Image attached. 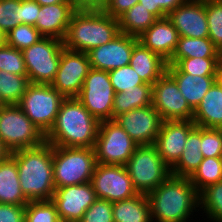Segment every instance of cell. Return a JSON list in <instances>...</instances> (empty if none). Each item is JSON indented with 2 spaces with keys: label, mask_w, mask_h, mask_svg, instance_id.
I'll use <instances>...</instances> for the list:
<instances>
[{
  "label": "cell",
  "mask_w": 222,
  "mask_h": 222,
  "mask_svg": "<svg viewBox=\"0 0 222 222\" xmlns=\"http://www.w3.org/2000/svg\"><path fill=\"white\" fill-rule=\"evenodd\" d=\"M79 222H114L113 203L97 198Z\"/></svg>",
  "instance_id": "42"
},
{
  "label": "cell",
  "mask_w": 222,
  "mask_h": 222,
  "mask_svg": "<svg viewBox=\"0 0 222 222\" xmlns=\"http://www.w3.org/2000/svg\"><path fill=\"white\" fill-rule=\"evenodd\" d=\"M175 66L183 73L197 76H220L222 72V57L185 58Z\"/></svg>",
  "instance_id": "33"
},
{
  "label": "cell",
  "mask_w": 222,
  "mask_h": 222,
  "mask_svg": "<svg viewBox=\"0 0 222 222\" xmlns=\"http://www.w3.org/2000/svg\"><path fill=\"white\" fill-rule=\"evenodd\" d=\"M63 49L62 40L43 37L39 42L22 51L30 83L51 85L56 76Z\"/></svg>",
  "instance_id": "9"
},
{
  "label": "cell",
  "mask_w": 222,
  "mask_h": 222,
  "mask_svg": "<svg viewBox=\"0 0 222 222\" xmlns=\"http://www.w3.org/2000/svg\"><path fill=\"white\" fill-rule=\"evenodd\" d=\"M100 122L76 98H65L45 142L59 147L94 148Z\"/></svg>",
  "instance_id": "1"
},
{
  "label": "cell",
  "mask_w": 222,
  "mask_h": 222,
  "mask_svg": "<svg viewBox=\"0 0 222 222\" xmlns=\"http://www.w3.org/2000/svg\"><path fill=\"white\" fill-rule=\"evenodd\" d=\"M16 160L21 191L28 201L51 200L54 192L53 146L47 142L10 153Z\"/></svg>",
  "instance_id": "3"
},
{
  "label": "cell",
  "mask_w": 222,
  "mask_h": 222,
  "mask_svg": "<svg viewBox=\"0 0 222 222\" xmlns=\"http://www.w3.org/2000/svg\"><path fill=\"white\" fill-rule=\"evenodd\" d=\"M138 2L139 0H111L103 11L118 19Z\"/></svg>",
  "instance_id": "46"
},
{
  "label": "cell",
  "mask_w": 222,
  "mask_h": 222,
  "mask_svg": "<svg viewBox=\"0 0 222 222\" xmlns=\"http://www.w3.org/2000/svg\"><path fill=\"white\" fill-rule=\"evenodd\" d=\"M138 42L137 37L120 32L110 42L87 52L90 67L109 72L128 65Z\"/></svg>",
  "instance_id": "17"
},
{
  "label": "cell",
  "mask_w": 222,
  "mask_h": 222,
  "mask_svg": "<svg viewBox=\"0 0 222 222\" xmlns=\"http://www.w3.org/2000/svg\"><path fill=\"white\" fill-rule=\"evenodd\" d=\"M147 198L156 222H187L194 211L200 210L196 209L200 206L199 192L186 177L171 174Z\"/></svg>",
  "instance_id": "2"
},
{
  "label": "cell",
  "mask_w": 222,
  "mask_h": 222,
  "mask_svg": "<svg viewBox=\"0 0 222 222\" xmlns=\"http://www.w3.org/2000/svg\"><path fill=\"white\" fill-rule=\"evenodd\" d=\"M9 154L10 152L5 148L2 141L0 140V161L5 159Z\"/></svg>",
  "instance_id": "49"
},
{
  "label": "cell",
  "mask_w": 222,
  "mask_h": 222,
  "mask_svg": "<svg viewBox=\"0 0 222 222\" xmlns=\"http://www.w3.org/2000/svg\"><path fill=\"white\" fill-rule=\"evenodd\" d=\"M186 1L187 0H139V3L158 19H162Z\"/></svg>",
  "instance_id": "43"
},
{
  "label": "cell",
  "mask_w": 222,
  "mask_h": 222,
  "mask_svg": "<svg viewBox=\"0 0 222 222\" xmlns=\"http://www.w3.org/2000/svg\"><path fill=\"white\" fill-rule=\"evenodd\" d=\"M0 222H25V206L0 204Z\"/></svg>",
  "instance_id": "44"
},
{
  "label": "cell",
  "mask_w": 222,
  "mask_h": 222,
  "mask_svg": "<svg viewBox=\"0 0 222 222\" xmlns=\"http://www.w3.org/2000/svg\"><path fill=\"white\" fill-rule=\"evenodd\" d=\"M109 78L115 93L125 92L134 89L135 86L145 84L129 64L109 71Z\"/></svg>",
  "instance_id": "38"
},
{
  "label": "cell",
  "mask_w": 222,
  "mask_h": 222,
  "mask_svg": "<svg viewBox=\"0 0 222 222\" xmlns=\"http://www.w3.org/2000/svg\"><path fill=\"white\" fill-rule=\"evenodd\" d=\"M178 39V31L167 17L157 19L138 37L145 48L159 54L167 62L177 48Z\"/></svg>",
  "instance_id": "20"
},
{
  "label": "cell",
  "mask_w": 222,
  "mask_h": 222,
  "mask_svg": "<svg viewBox=\"0 0 222 222\" xmlns=\"http://www.w3.org/2000/svg\"><path fill=\"white\" fill-rule=\"evenodd\" d=\"M28 203L21 191L16 160L9 154L0 161V204L26 206Z\"/></svg>",
  "instance_id": "25"
},
{
  "label": "cell",
  "mask_w": 222,
  "mask_h": 222,
  "mask_svg": "<svg viewBox=\"0 0 222 222\" xmlns=\"http://www.w3.org/2000/svg\"><path fill=\"white\" fill-rule=\"evenodd\" d=\"M167 18L178 31L179 36L192 38L209 37L206 2L187 0L171 11Z\"/></svg>",
  "instance_id": "19"
},
{
  "label": "cell",
  "mask_w": 222,
  "mask_h": 222,
  "mask_svg": "<svg viewBox=\"0 0 222 222\" xmlns=\"http://www.w3.org/2000/svg\"><path fill=\"white\" fill-rule=\"evenodd\" d=\"M152 106L163 121L193 119V110L167 72L152 85Z\"/></svg>",
  "instance_id": "13"
},
{
  "label": "cell",
  "mask_w": 222,
  "mask_h": 222,
  "mask_svg": "<svg viewBox=\"0 0 222 222\" xmlns=\"http://www.w3.org/2000/svg\"><path fill=\"white\" fill-rule=\"evenodd\" d=\"M0 70L16 75H27L22 51L7 44L0 47Z\"/></svg>",
  "instance_id": "39"
},
{
  "label": "cell",
  "mask_w": 222,
  "mask_h": 222,
  "mask_svg": "<svg viewBox=\"0 0 222 222\" xmlns=\"http://www.w3.org/2000/svg\"><path fill=\"white\" fill-rule=\"evenodd\" d=\"M125 167L134 189L145 195L171 175V168L162 160L154 144L138 145Z\"/></svg>",
  "instance_id": "6"
},
{
  "label": "cell",
  "mask_w": 222,
  "mask_h": 222,
  "mask_svg": "<svg viewBox=\"0 0 222 222\" xmlns=\"http://www.w3.org/2000/svg\"><path fill=\"white\" fill-rule=\"evenodd\" d=\"M25 222H63L51 200L29 201L25 206Z\"/></svg>",
  "instance_id": "36"
},
{
  "label": "cell",
  "mask_w": 222,
  "mask_h": 222,
  "mask_svg": "<svg viewBox=\"0 0 222 222\" xmlns=\"http://www.w3.org/2000/svg\"><path fill=\"white\" fill-rule=\"evenodd\" d=\"M138 144L115 121H102L94 146L99 164L125 166Z\"/></svg>",
  "instance_id": "10"
},
{
  "label": "cell",
  "mask_w": 222,
  "mask_h": 222,
  "mask_svg": "<svg viewBox=\"0 0 222 222\" xmlns=\"http://www.w3.org/2000/svg\"><path fill=\"white\" fill-rule=\"evenodd\" d=\"M114 96L109 72L90 68L76 98L99 122H102L113 120Z\"/></svg>",
  "instance_id": "11"
},
{
  "label": "cell",
  "mask_w": 222,
  "mask_h": 222,
  "mask_svg": "<svg viewBox=\"0 0 222 222\" xmlns=\"http://www.w3.org/2000/svg\"><path fill=\"white\" fill-rule=\"evenodd\" d=\"M40 6L58 4V3H74L73 0H35Z\"/></svg>",
  "instance_id": "48"
},
{
  "label": "cell",
  "mask_w": 222,
  "mask_h": 222,
  "mask_svg": "<svg viewBox=\"0 0 222 222\" xmlns=\"http://www.w3.org/2000/svg\"><path fill=\"white\" fill-rule=\"evenodd\" d=\"M129 65L145 83L150 85H153L167 69V61L159 54L145 48L140 42L133 48Z\"/></svg>",
  "instance_id": "24"
},
{
  "label": "cell",
  "mask_w": 222,
  "mask_h": 222,
  "mask_svg": "<svg viewBox=\"0 0 222 222\" xmlns=\"http://www.w3.org/2000/svg\"><path fill=\"white\" fill-rule=\"evenodd\" d=\"M209 38L222 53V0L206 1Z\"/></svg>",
  "instance_id": "37"
},
{
  "label": "cell",
  "mask_w": 222,
  "mask_h": 222,
  "mask_svg": "<svg viewBox=\"0 0 222 222\" xmlns=\"http://www.w3.org/2000/svg\"><path fill=\"white\" fill-rule=\"evenodd\" d=\"M157 19L138 2L118 18L119 30L124 34L138 38Z\"/></svg>",
  "instance_id": "30"
},
{
  "label": "cell",
  "mask_w": 222,
  "mask_h": 222,
  "mask_svg": "<svg viewBox=\"0 0 222 222\" xmlns=\"http://www.w3.org/2000/svg\"><path fill=\"white\" fill-rule=\"evenodd\" d=\"M119 33L117 18L104 11L77 9L71 16L63 45L65 49L87 53Z\"/></svg>",
  "instance_id": "4"
},
{
  "label": "cell",
  "mask_w": 222,
  "mask_h": 222,
  "mask_svg": "<svg viewBox=\"0 0 222 222\" xmlns=\"http://www.w3.org/2000/svg\"><path fill=\"white\" fill-rule=\"evenodd\" d=\"M114 120L138 145L155 144L163 123L160 114L152 105L133 109Z\"/></svg>",
  "instance_id": "16"
},
{
  "label": "cell",
  "mask_w": 222,
  "mask_h": 222,
  "mask_svg": "<svg viewBox=\"0 0 222 222\" xmlns=\"http://www.w3.org/2000/svg\"><path fill=\"white\" fill-rule=\"evenodd\" d=\"M196 126L222 129V78L219 77L193 111Z\"/></svg>",
  "instance_id": "23"
},
{
  "label": "cell",
  "mask_w": 222,
  "mask_h": 222,
  "mask_svg": "<svg viewBox=\"0 0 222 222\" xmlns=\"http://www.w3.org/2000/svg\"><path fill=\"white\" fill-rule=\"evenodd\" d=\"M152 105V85L142 84L125 92L115 93L113 100V120L133 109Z\"/></svg>",
  "instance_id": "29"
},
{
  "label": "cell",
  "mask_w": 222,
  "mask_h": 222,
  "mask_svg": "<svg viewBox=\"0 0 222 222\" xmlns=\"http://www.w3.org/2000/svg\"><path fill=\"white\" fill-rule=\"evenodd\" d=\"M97 199L90 182L55 188L51 198L63 222H79Z\"/></svg>",
  "instance_id": "15"
},
{
  "label": "cell",
  "mask_w": 222,
  "mask_h": 222,
  "mask_svg": "<svg viewBox=\"0 0 222 222\" xmlns=\"http://www.w3.org/2000/svg\"><path fill=\"white\" fill-rule=\"evenodd\" d=\"M166 72L176 81L182 96L194 111L205 94L220 76H197L181 72L175 65H167Z\"/></svg>",
  "instance_id": "22"
},
{
  "label": "cell",
  "mask_w": 222,
  "mask_h": 222,
  "mask_svg": "<svg viewBox=\"0 0 222 222\" xmlns=\"http://www.w3.org/2000/svg\"><path fill=\"white\" fill-rule=\"evenodd\" d=\"M201 147V126H195L188 134L179 160L171 167V174L190 178L203 160Z\"/></svg>",
  "instance_id": "26"
},
{
  "label": "cell",
  "mask_w": 222,
  "mask_h": 222,
  "mask_svg": "<svg viewBox=\"0 0 222 222\" xmlns=\"http://www.w3.org/2000/svg\"><path fill=\"white\" fill-rule=\"evenodd\" d=\"M90 68L87 53L64 48L51 86L65 98L77 97Z\"/></svg>",
  "instance_id": "14"
},
{
  "label": "cell",
  "mask_w": 222,
  "mask_h": 222,
  "mask_svg": "<svg viewBox=\"0 0 222 222\" xmlns=\"http://www.w3.org/2000/svg\"><path fill=\"white\" fill-rule=\"evenodd\" d=\"M190 181L199 193L207 186L222 181L221 157L203 158L197 170L190 177Z\"/></svg>",
  "instance_id": "32"
},
{
  "label": "cell",
  "mask_w": 222,
  "mask_h": 222,
  "mask_svg": "<svg viewBox=\"0 0 222 222\" xmlns=\"http://www.w3.org/2000/svg\"><path fill=\"white\" fill-rule=\"evenodd\" d=\"M40 5L35 0H21L22 24L35 26Z\"/></svg>",
  "instance_id": "45"
},
{
  "label": "cell",
  "mask_w": 222,
  "mask_h": 222,
  "mask_svg": "<svg viewBox=\"0 0 222 222\" xmlns=\"http://www.w3.org/2000/svg\"><path fill=\"white\" fill-rule=\"evenodd\" d=\"M65 97L49 84L30 83L18 106L46 135L53 126Z\"/></svg>",
  "instance_id": "8"
},
{
  "label": "cell",
  "mask_w": 222,
  "mask_h": 222,
  "mask_svg": "<svg viewBox=\"0 0 222 222\" xmlns=\"http://www.w3.org/2000/svg\"><path fill=\"white\" fill-rule=\"evenodd\" d=\"M195 126L192 120L163 121L154 145L170 168L179 160L187 136Z\"/></svg>",
  "instance_id": "18"
},
{
  "label": "cell",
  "mask_w": 222,
  "mask_h": 222,
  "mask_svg": "<svg viewBox=\"0 0 222 222\" xmlns=\"http://www.w3.org/2000/svg\"><path fill=\"white\" fill-rule=\"evenodd\" d=\"M195 1L206 2V1H215V0H195Z\"/></svg>",
  "instance_id": "51"
},
{
  "label": "cell",
  "mask_w": 222,
  "mask_h": 222,
  "mask_svg": "<svg viewBox=\"0 0 222 222\" xmlns=\"http://www.w3.org/2000/svg\"><path fill=\"white\" fill-rule=\"evenodd\" d=\"M0 140L12 153L42 145L45 135L18 105H4L0 108Z\"/></svg>",
  "instance_id": "7"
},
{
  "label": "cell",
  "mask_w": 222,
  "mask_h": 222,
  "mask_svg": "<svg viewBox=\"0 0 222 222\" xmlns=\"http://www.w3.org/2000/svg\"><path fill=\"white\" fill-rule=\"evenodd\" d=\"M22 24L21 0H0V28L7 34Z\"/></svg>",
  "instance_id": "40"
},
{
  "label": "cell",
  "mask_w": 222,
  "mask_h": 222,
  "mask_svg": "<svg viewBox=\"0 0 222 222\" xmlns=\"http://www.w3.org/2000/svg\"><path fill=\"white\" fill-rule=\"evenodd\" d=\"M2 106H4V104H3L2 100L0 99V108H1Z\"/></svg>",
  "instance_id": "52"
},
{
  "label": "cell",
  "mask_w": 222,
  "mask_h": 222,
  "mask_svg": "<svg viewBox=\"0 0 222 222\" xmlns=\"http://www.w3.org/2000/svg\"><path fill=\"white\" fill-rule=\"evenodd\" d=\"M203 158L222 157V129L201 127V147Z\"/></svg>",
  "instance_id": "41"
},
{
  "label": "cell",
  "mask_w": 222,
  "mask_h": 222,
  "mask_svg": "<svg viewBox=\"0 0 222 222\" xmlns=\"http://www.w3.org/2000/svg\"><path fill=\"white\" fill-rule=\"evenodd\" d=\"M96 165L94 148L53 146L55 188L90 182Z\"/></svg>",
  "instance_id": "5"
},
{
  "label": "cell",
  "mask_w": 222,
  "mask_h": 222,
  "mask_svg": "<svg viewBox=\"0 0 222 222\" xmlns=\"http://www.w3.org/2000/svg\"><path fill=\"white\" fill-rule=\"evenodd\" d=\"M29 85L27 75L0 70V99L4 105H18Z\"/></svg>",
  "instance_id": "31"
},
{
  "label": "cell",
  "mask_w": 222,
  "mask_h": 222,
  "mask_svg": "<svg viewBox=\"0 0 222 222\" xmlns=\"http://www.w3.org/2000/svg\"><path fill=\"white\" fill-rule=\"evenodd\" d=\"M114 222H152L147 195L138 193L132 198L113 203Z\"/></svg>",
  "instance_id": "27"
},
{
  "label": "cell",
  "mask_w": 222,
  "mask_h": 222,
  "mask_svg": "<svg viewBox=\"0 0 222 222\" xmlns=\"http://www.w3.org/2000/svg\"><path fill=\"white\" fill-rule=\"evenodd\" d=\"M6 45V33L0 28V47Z\"/></svg>",
  "instance_id": "50"
},
{
  "label": "cell",
  "mask_w": 222,
  "mask_h": 222,
  "mask_svg": "<svg viewBox=\"0 0 222 222\" xmlns=\"http://www.w3.org/2000/svg\"><path fill=\"white\" fill-rule=\"evenodd\" d=\"M74 3H58L40 6L35 28L44 37L64 40L71 16L76 11Z\"/></svg>",
  "instance_id": "21"
},
{
  "label": "cell",
  "mask_w": 222,
  "mask_h": 222,
  "mask_svg": "<svg viewBox=\"0 0 222 222\" xmlns=\"http://www.w3.org/2000/svg\"><path fill=\"white\" fill-rule=\"evenodd\" d=\"M200 209L209 220L222 222V181L207 186L199 193Z\"/></svg>",
  "instance_id": "34"
},
{
  "label": "cell",
  "mask_w": 222,
  "mask_h": 222,
  "mask_svg": "<svg viewBox=\"0 0 222 222\" xmlns=\"http://www.w3.org/2000/svg\"><path fill=\"white\" fill-rule=\"evenodd\" d=\"M90 183L97 198L111 203L129 199L138 194L123 165L97 163Z\"/></svg>",
  "instance_id": "12"
},
{
  "label": "cell",
  "mask_w": 222,
  "mask_h": 222,
  "mask_svg": "<svg viewBox=\"0 0 222 222\" xmlns=\"http://www.w3.org/2000/svg\"><path fill=\"white\" fill-rule=\"evenodd\" d=\"M195 57H222V53L209 37L192 38L179 36L177 48L171 59L167 62V65H175L181 59Z\"/></svg>",
  "instance_id": "28"
},
{
  "label": "cell",
  "mask_w": 222,
  "mask_h": 222,
  "mask_svg": "<svg viewBox=\"0 0 222 222\" xmlns=\"http://www.w3.org/2000/svg\"><path fill=\"white\" fill-rule=\"evenodd\" d=\"M44 36L32 25L19 24L6 34V44L23 51L39 42Z\"/></svg>",
  "instance_id": "35"
},
{
  "label": "cell",
  "mask_w": 222,
  "mask_h": 222,
  "mask_svg": "<svg viewBox=\"0 0 222 222\" xmlns=\"http://www.w3.org/2000/svg\"><path fill=\"white\" fill-rule=\"evenodd\" d=\"M111 0H73L76 9L103 11Z\"/></svg>",
  "instance_id": "47"
}]
</instances>
